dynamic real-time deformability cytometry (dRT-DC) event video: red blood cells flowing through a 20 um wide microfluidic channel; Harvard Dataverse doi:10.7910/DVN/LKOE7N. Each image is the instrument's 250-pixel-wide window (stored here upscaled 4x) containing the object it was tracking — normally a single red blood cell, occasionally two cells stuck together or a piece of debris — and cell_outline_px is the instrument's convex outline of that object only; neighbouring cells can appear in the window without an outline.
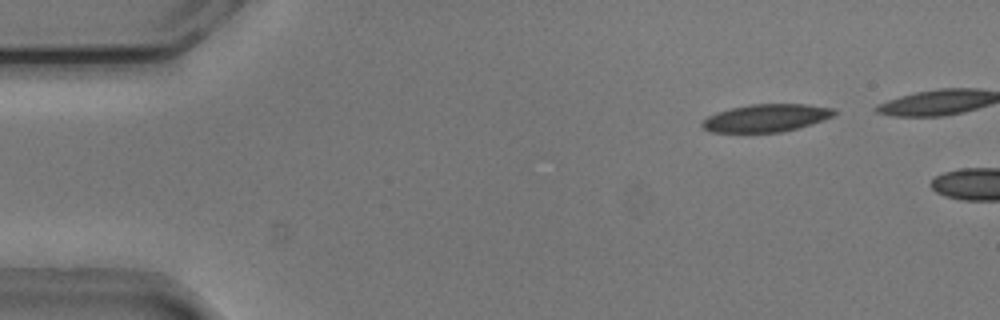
{"species": "common noctule bat (a hibernating species)", "species_latin": "Nyctalus noctula", "temperature_condition": "cold", "stored_images_in_passage": 6, "camera_frame_rate_fps": 3000, "um_per_image_px": 0.085, "animal": {"sex": "male", "body_mass_g": 20.5, "forearm_length_mm": 52.5}, "frame": {"image": 1, "passage_image": 3, "time_ms": 0.667, "image_size_px": [1000, 320], "cell_outline_px": [[836, 112], [832, 116], [796, 128], [780, 132], [708, 132], [700, 124], [700, 120], [716, 112], [732, 108], [752, 104], [808, 104], [832, 108]], "centroid_in_image_um": [65.04, 10.02], "position_along_channel_um": 20.0, "area_um2": 21.04}}